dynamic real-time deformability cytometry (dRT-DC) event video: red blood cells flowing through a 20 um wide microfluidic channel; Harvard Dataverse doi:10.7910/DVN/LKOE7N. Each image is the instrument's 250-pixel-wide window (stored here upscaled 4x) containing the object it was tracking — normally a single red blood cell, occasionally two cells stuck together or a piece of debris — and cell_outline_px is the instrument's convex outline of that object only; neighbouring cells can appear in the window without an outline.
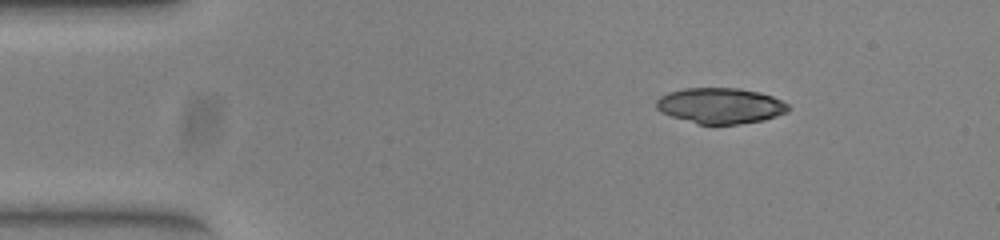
{"species": "common noctule bat (a hibernating species)", "species_latin": "Nyctalus noctula", "temperature_condition": "warm", "stored_images_in_passage": 45, "camera_frame_rate_fps": 3000, "um_per_image_px": 0.085, "animal": {"sex": "female", "body_mass_g": 23.0, "forearm_length_mm": 53.4}, "frame": {"image": 1, "passage_image": 1, "time_ms": 0.0, "image_size_px": [1000, 240], "cell_outline_px": [[788, 112], [764, 120], [740, 124], [696, 124], [660, 112], [656, 108], [656, 100], [660, 96], [668, 92], [684, 88], [740, 88], [760, 92], [772, 96], [788, 104]], "centroid_in_image_um": [61.22, 8.98], "position_along_channel_um": 23.8, "area_um2": 27.57}}
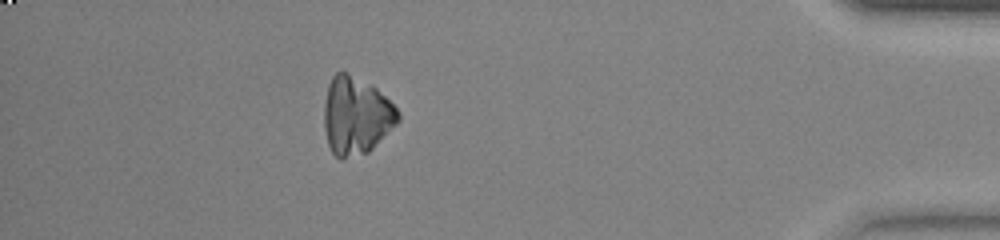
{"frame": {"image": 2, "passage_image": 39, "time_ms": 12.667, "image_size_px": [1000, 240], "cell_outline_px": [[400, 120], [368, 152], [340, 160], [332, 152], [328, 144], [324, 128], [324, 100], [328, 84], [332, 76], [336, 72], [348, 72], [376, 88], [400, 112]], "centroid_in_image_um": [30.24, 9.83], "position_along_channel_um": 405.0, "area_um2": 33.35}}